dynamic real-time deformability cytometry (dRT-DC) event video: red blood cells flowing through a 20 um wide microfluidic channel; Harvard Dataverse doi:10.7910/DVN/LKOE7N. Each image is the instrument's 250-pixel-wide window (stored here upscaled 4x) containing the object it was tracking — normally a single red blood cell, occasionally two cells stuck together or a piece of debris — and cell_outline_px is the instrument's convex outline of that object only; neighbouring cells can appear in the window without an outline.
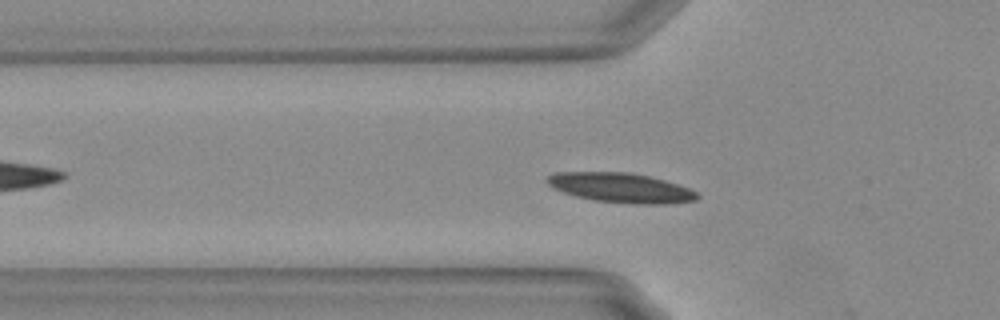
{"species": "Egyptian fruit bat (a non-hibernating species)", "species_latin": "Rousettus aegyptiacus", "temperature_condition": "warm", "stored_images_in_passage": 8, "camera_frame_rate_fps": 3000, "um_per_image_px": 0.085, "animal": {"sex": "female"}, "frame": {"image": 1, "passage_image": 7, "time_ms": 2.0, "image_size_px": [1000, 320], "cell_outline_px": [[700, 196], [696, 200], [668, 204], [640, 204], [592, 200], [576, 196], [552, 188], [544, 180], [552, 172], [632, 172], [664, 180], [688, 188], [696, 192]], "centroid_in_image_um": [52.73, 15.95], "position_along_channel_um": 73.1, "area_um2": 25.95}}